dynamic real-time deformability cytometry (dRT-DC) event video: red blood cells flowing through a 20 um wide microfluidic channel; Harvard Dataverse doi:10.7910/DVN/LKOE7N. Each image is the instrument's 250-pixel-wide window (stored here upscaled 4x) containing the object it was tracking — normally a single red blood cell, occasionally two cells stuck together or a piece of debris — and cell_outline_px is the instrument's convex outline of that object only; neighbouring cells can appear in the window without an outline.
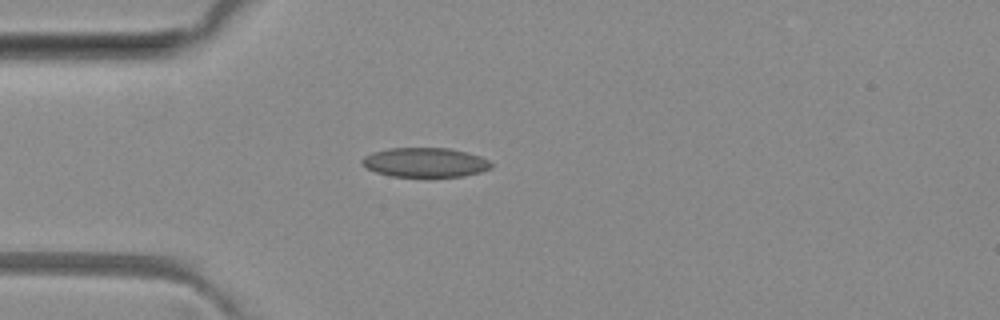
{"species": "common noctule bat (a hibernating species)", "species_latin": "Nyctalus noctula", "temperature_condition": "room temperature", "stored_images_in_passage": 1, "camera_frame_rate_fps": 3000, "um_per_image_px": 0.085, "animal": {"sex": "female", "body_mass_g": 29.2, "forearm_length_mm": 56.3}, "frame": {"image": 1, "passage_image": 1, "time_ms": 0.0, "image_size_px": [1000, 320], "cell_outline_px": [[492, 168], [480, 172], [460, 176], [428, 180], [392, 176], [376, 172], [368, 168], [360, 160], [364, 156], [372, 152], [388, 148], [448, 148], [468, 152], [480, 156], [488, 160], [492, 164]], "centroid_in_image_um": [36.15, 13.84], "position_along_channel_um": 48.9, "area_um2": 22.95}}